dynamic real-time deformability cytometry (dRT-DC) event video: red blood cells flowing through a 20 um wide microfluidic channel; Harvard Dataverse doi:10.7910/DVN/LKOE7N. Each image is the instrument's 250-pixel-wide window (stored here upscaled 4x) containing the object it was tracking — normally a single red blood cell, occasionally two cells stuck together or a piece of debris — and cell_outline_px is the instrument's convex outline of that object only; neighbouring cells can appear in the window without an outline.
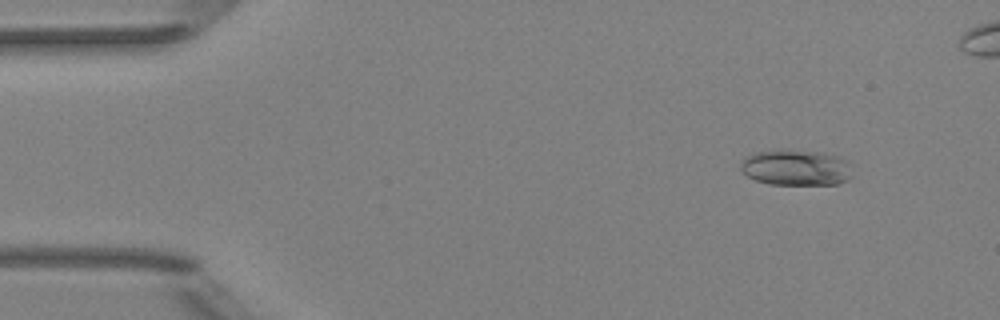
{"species": "Egyptian fruit bat (a non-hibernating species)", "species_latin": "Rousettus aegyptiacus", "temperature_condition": "room temperature", "stored_images_in_passage": 49, "camera_frame_rate_fps": 3000, "um_per_image_px": 0.085, "animal": {"sex": "female"}, "frame": {"image": 1, "passage_image": 6, "time_ms": 1.667, "image_size_px": [1000, 320], "cell_outline_px": [[852, 176], [848, 180], [836, 184], [772, 184], [756, 180], [748, 176], [740, 168], [740, 164], [748, 156], [756, 152], [784, 148], [824, 152], [836, 156], [844, 160]], "centroid_in_image_um": [67.64, 14.22], "position_along_channel_um": 17.4, "area_um2": 23.24}}
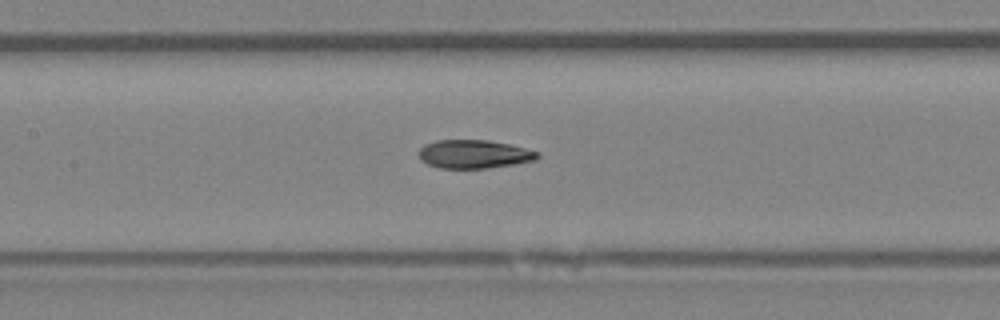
{"frame": {"image": 2, "passage_image": 25, "time_ms": 8.0, "image_size_px": [1000, 320], "cell_outline_px": [[540, 156], [536, 160], [516, 164], [488, 168], [440, 168], [428, 164], [420, 160], [420, 148], [424, 144], [436, 140], [488, 140], [508, 144], [540, 152]], "centroid_in_image_um": [40.31, 13.1], "position_along_channel_um": 167.1, "area_um2": 19.71}}
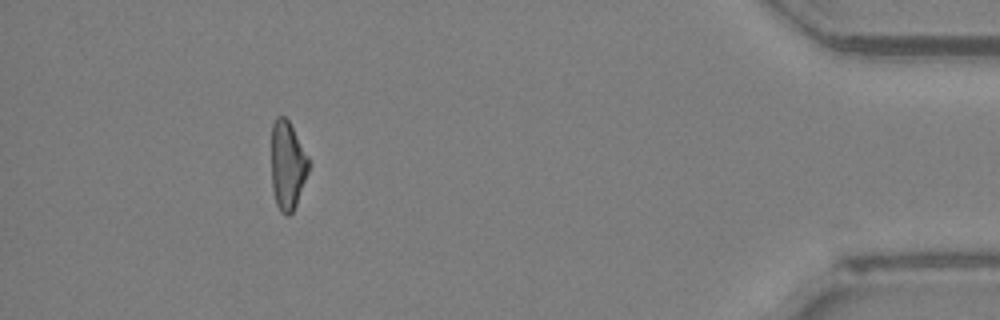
{"frame": {"image": 3, "passage_image": 48, "time_ms": 15.667, "image_size_px": [1000, 320], "cell_outline_px": [[308, 172], [296, 204], [292, 212], [288, 216], [284, 216], [280, 212], [276, 204], [272, 188], [272, 124], [276, 116], [284, 116], [288, 120], [308, 156]], "centroid_in_image_um": [24.42, 14.07], "position_along_channel_um": 410.8, "area_um2": 19.07}}